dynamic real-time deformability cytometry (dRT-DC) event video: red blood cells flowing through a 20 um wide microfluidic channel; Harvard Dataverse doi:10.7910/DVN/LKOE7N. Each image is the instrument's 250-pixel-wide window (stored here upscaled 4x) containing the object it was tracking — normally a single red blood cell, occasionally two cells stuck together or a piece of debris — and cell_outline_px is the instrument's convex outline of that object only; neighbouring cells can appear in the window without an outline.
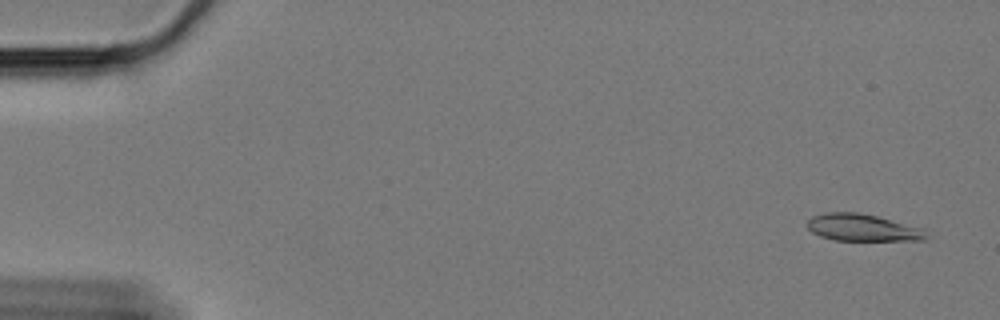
{"species": "Egyptian fruit bat (a non-hibernating species)", "species_latin": "Rousettus aegyptiacus", "temperature_condition": "cold", "stored_images_in_passage": 60, "camera_frame_rate_fps": 3000, "um_per_image_px": 0.085, "animal": {"sex": "female"}, "frame": {"image": 1, "passage_image": 3, "time_ms": 0.667, "image_size_px": [1000, 320], "cell_outline_px": [[928, 236], [924, 240], [836, 240], [820, 236], [812, 232], [808, 228], [808, 220], [812, 216], [824, 212], [860, 212], [924, 228]], "centroid_in_image_um": [73.32, 19.34], "position_along_channel_um": 11.7, "area_um2": 18.73}}
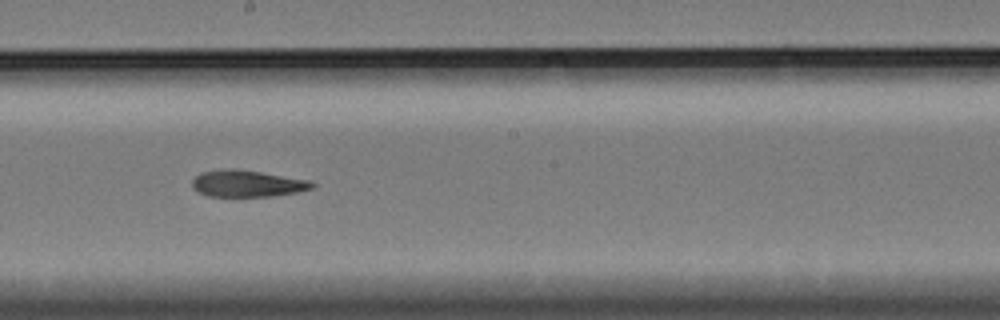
{"frame": {"image": 2, "passage_image": 34, "time_ms": 11.0, "image_size_px": [1000, 320], "cell_outline_px": [[316, 188], [296, 192], [272, 196], [208, 196], [196, 192], [192, 188], [192, 180], [200, 172], [224, 168], [232, 168], [260, 172], [308, 180], [316, 184]], "centroid_in_image_um": [20.98, 15.6], "position_along_channel_um": 227.2, "area_um2": 18.73}}
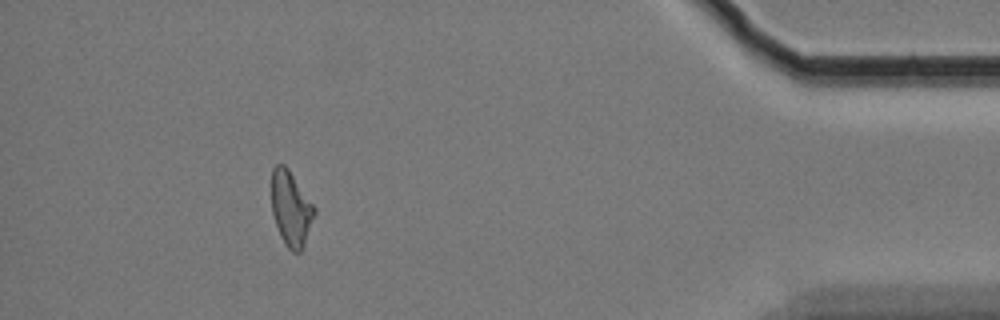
{"frame": {"image": 3, "passage_image": 55, "time_ms": 18.0, "image_size_px": [1000, 320], "cell_outline_px": [[316, 212], [304, 244], [300, 252], [292, 252], [284, 244], [280, 236], [272, 212], [272, 168], [276, 164], [284, 164], [288, 168], [316, 208]], "centroid_in_image_um": [24.73, 17.72], "position_along_channel_um": 410.5, "area_um2": 18.61}, "authors_computed_cell_mechanics": {"area_um2": 19.2763, "velocity_mm_per_s": 3.3383, "shape_relaxation_time_tau1_ms": 4.9114, "shape_relaxation_time_tau2_ms": 6.9679, "deformation_change_tau1": 0.1303, "deformation_change_tau2": 0.1626}}